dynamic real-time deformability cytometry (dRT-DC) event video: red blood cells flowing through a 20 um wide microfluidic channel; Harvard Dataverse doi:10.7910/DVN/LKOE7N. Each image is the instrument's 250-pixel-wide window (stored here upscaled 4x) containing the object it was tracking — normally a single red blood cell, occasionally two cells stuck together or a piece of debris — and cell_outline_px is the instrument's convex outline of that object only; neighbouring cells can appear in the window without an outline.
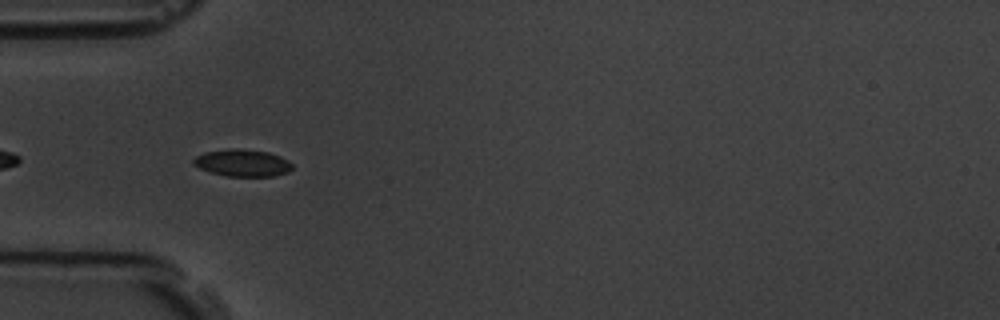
{"species": "common noctule bat (a hibernating species)", "species_latin": "Nyctalus noctula", "temperature_condition": "room temperature", "stored_images_in_passage": 43, "camera_frame_rate_fps": 3000, "um_per_image_px": 0.085, "animal": {"sex": "male", "body_mass_g": 19.5, "forearm_length_mm": 54.6}, "frame": {"image": 1, "passage_image": 3, "time_ms": 0.667, "image_size_px": [1000, 320], "cell_outline_px": [[292, 168], [288, 172], [272, 176], [228, 176], [208, 172], [192, 164], [192, 160], [196, 156], [204, 152], [228, 148], [240, 148], [268, 152], [280, 156], [288, 160], [292, 164]], "centroid_in_image_um": [20.58, 13.84], "position_along_channel_um": 64.4, "area_um2": 15.72}}
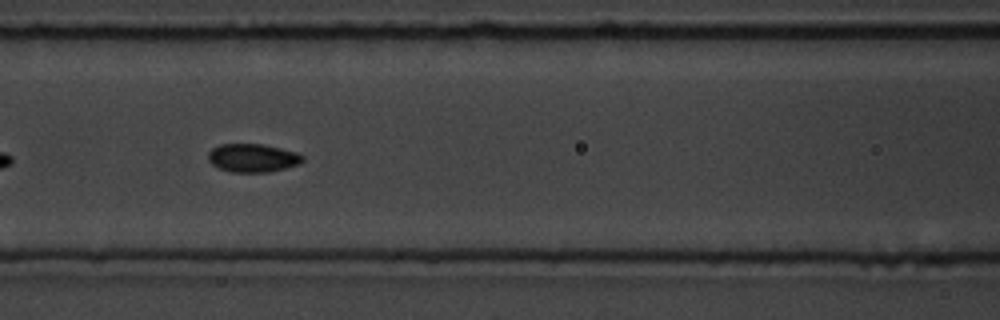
{"frame": {"image": 2, "passage_image": 10, "time_ms": 3.0, "image_size_px": [1000, 320], "cell_outline_px": [[304, 160], [300, 164], [268, 172], [232, 172], [220, 168], [212, 164], [208, 160], [208, 152], [212, 148], [220, 144], [264, 144], [296, 152], [304, 156]], "centroid_in_image_um": [21.48, 13.42], "position_along_channel_um": 145.1, "area_um2": 15.61}}
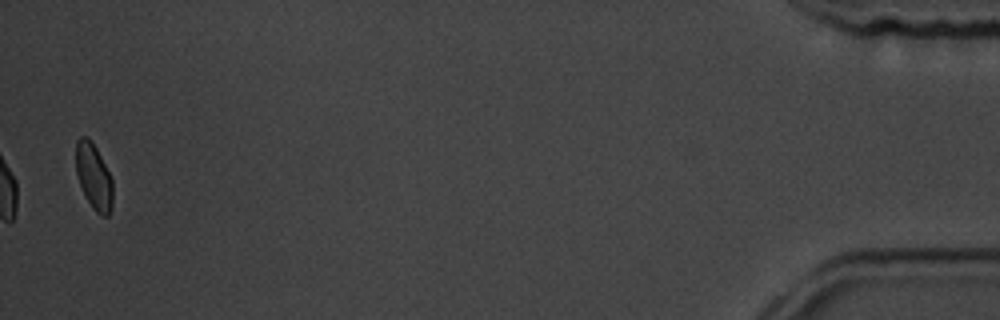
{"frame": {"image": 3, "passage_image": 42, "time_ms": 13.667, "image_size_px": [1000, 320], "cell_outline_px": [[112, 208], [108, 216], [100, 216], [92, 208], [80, 184], [76, 172], [76, 140], [80, 136], [88, 136], [96, 148], [112, 180]], "centroid_in_image_um": [7.96, 15.01], "position_along_channel_um": 427.2, "area_um2": 13.99}, "authors_computed_cell_mechanics": {"area_um2": 15.4326, "velocity_mm_per_s": 3.5066, "shape_relaxation_time_tau1_ms": 6.2684, "shape_relaxation_time_tau2_ms": null, "deformation_change_tau1": 0.0819, "deformation_change_tau2": null}}